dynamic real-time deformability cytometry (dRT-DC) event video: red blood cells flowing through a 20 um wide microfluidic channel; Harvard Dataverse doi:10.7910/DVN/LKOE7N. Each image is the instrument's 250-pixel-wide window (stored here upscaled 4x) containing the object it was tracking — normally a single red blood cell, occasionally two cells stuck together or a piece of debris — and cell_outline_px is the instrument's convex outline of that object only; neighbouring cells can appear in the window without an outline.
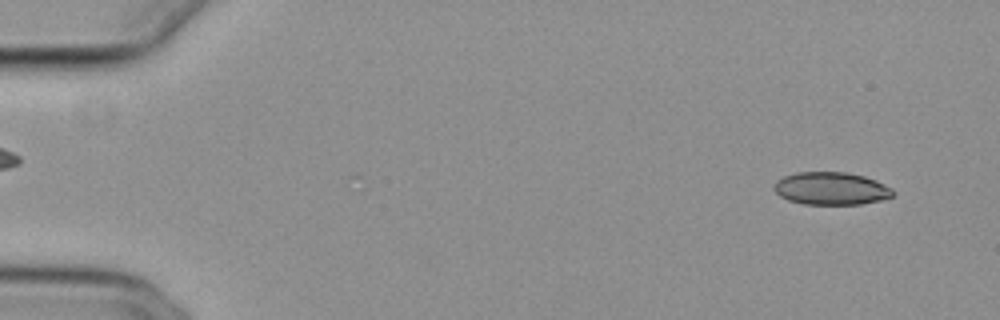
{"species": "common noctule bat (a hibernating species)", "species_latin": "Nyctalus noctula", "temperature_condition": "cold", "stored_images_in_passage": 45, "camera_frame_rate_fps": 3000, "um_per_image_px": 0.085, "animal": {"sex": "female", "body_mass_g": 29.2, "forearm_length_mm": 56.3}, "frame": {"image": 1, "passage_image": 3, "time_ms": 0.667, "image_size_px": [1000, 320], "cell_outline_px": [[896, 192], [892, 196], [880, 200], [860, 204], [804, 204], [788, 200], [780, 196], [772, 188], [776, 180], [784, 176], [796, 172], [848, 172], [864, 176], [876, 180], [892, 188]], "centroid_in_image_um": [70.64, 16.01], "position_along_channel_um": 14.4, "area_um2": 22.77}}
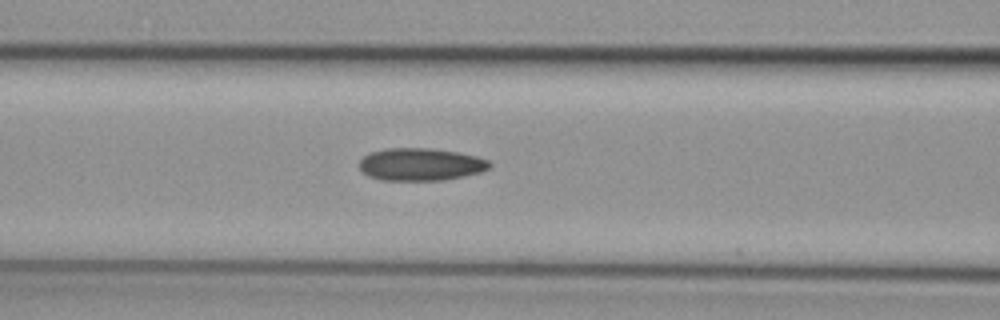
{"frame": {"image": 2, "passage_image": 22, "time_ms": 7.0, "image_size_px": [1000, 320], "cell_outline_px": [[492, 164], [488, 168], [480, 172], [464, 176], [444, 180], [380, 180], [368, 176], [360, 168], [360, 160], [368, 152], [388, 148], [432, 148], [460, 152], [476, 156], [488, 160]], "centroid_in_image_um": [35.75, 13.96], "position_along_channel_um": 130.8, "area_um2": 24.8}}
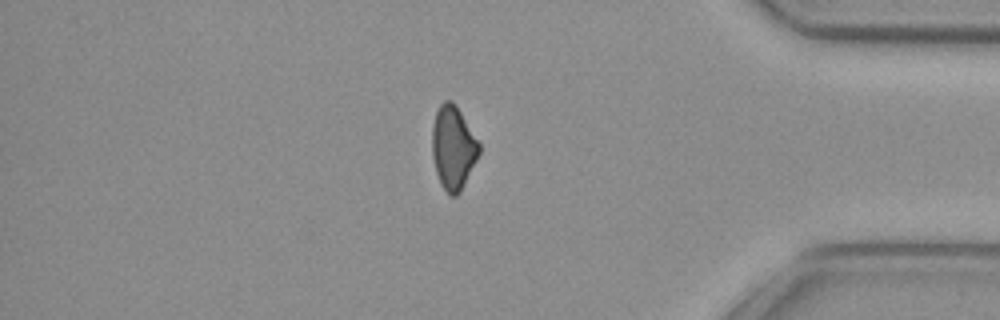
{"frame": {"image": 3, "passage_image": 45, "time_ms": 14.667, "image_size_px": [1000, 320], "cell_outline_px": [[480, 152], [460, 192], [456, 196], [452, 196], [440, 184], [436, 172], [432, 156], [432, 124], [436, 112], [440, 104], [444, 100], [452, 100], [456, 104], [480, 144]], "centroid_in_image_um": [38.5, 12.52], "position_along_channel_um": 396.7, "area_um2": 22.77}, "authors_computed_cell_mechanics": {"area_um2": 24.1026, "velocity_mm_per_s": 3.8546, "shape_relaxation_time_tau1_ms": 9.6616, "shape_relaxation_time_tau2_ms": 10.0556, "deformation_change_tau1": 0.1692, "deformation_change_tau2": 0.1695}}